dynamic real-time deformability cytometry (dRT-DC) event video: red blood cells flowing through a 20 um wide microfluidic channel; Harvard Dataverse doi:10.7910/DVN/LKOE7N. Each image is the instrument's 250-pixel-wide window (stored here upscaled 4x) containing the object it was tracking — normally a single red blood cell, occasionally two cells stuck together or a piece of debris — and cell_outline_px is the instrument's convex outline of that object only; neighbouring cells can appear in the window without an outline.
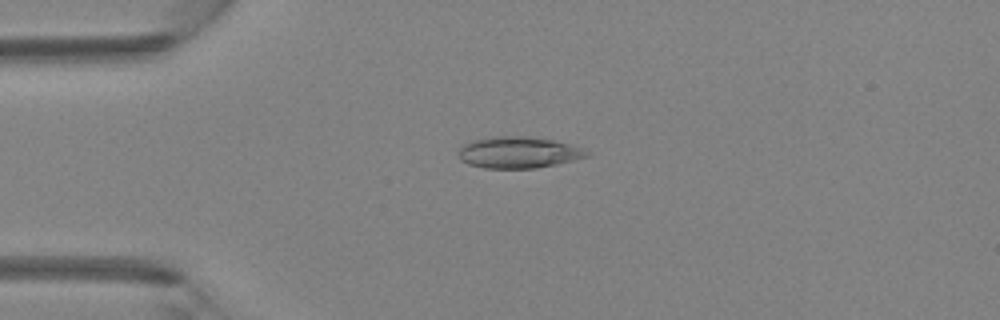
{"species": "Egyptian fruit bat (a non-hibernating species)", "species_latin": "Rousettus aegyptiacus", "temperature_condition": "room temperature", "stored_images_in_passage": 5, "camera_frame_rate_fps": 3000, "um_per_image_px": 0.085, "animal": {"sex": "female"}, "frame": {"image": 1, "passage_image": 4, "time_ms": 1.0, "image_size_px": [1000, 320], "cell_outline_px": [[592, 152], [588, 156], [556, 164], [536, 168], [484, 168], [468, 164], [460, 160], [460, 144], [472, 140], [492, 136], [528, 136], [556, 140]], "centroid_in_image_um": [44.04, 12.94], "position_along_channel_um": 41.0, "area_um2": 23.58}}